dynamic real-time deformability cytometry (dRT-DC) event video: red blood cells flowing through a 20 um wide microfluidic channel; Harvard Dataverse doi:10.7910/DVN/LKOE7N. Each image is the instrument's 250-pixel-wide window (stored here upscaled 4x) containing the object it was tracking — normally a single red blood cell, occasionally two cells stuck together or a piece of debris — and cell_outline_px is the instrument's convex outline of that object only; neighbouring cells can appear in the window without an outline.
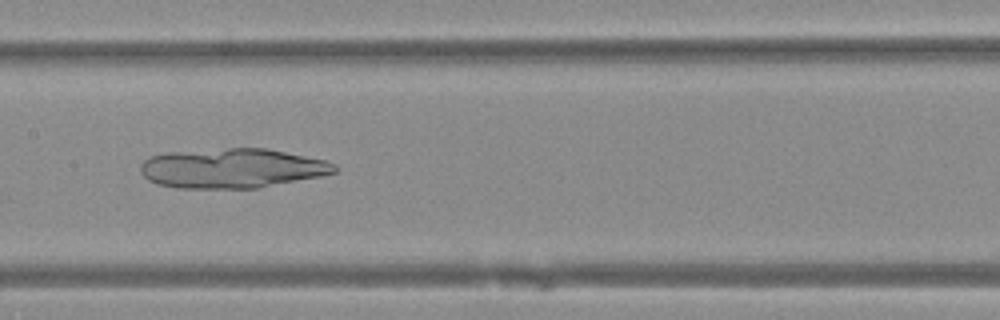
{"species": "Egyptian fruit bat (a non-hibernating species)", "species_latin": "Rousettus aegyptiacus", "temperature_condition": "warm", "stored_images_in_passage": 35, "camera_frame_rate_fps": 3000, "um_per_image_px": 0.085, "animal": {"sex": "female"}, "frame": {"image": 1, "passage_image": 10, "time_ms": 3.0, "image_size_px": [1000, 320], "cell_outline_px": [[336, 172], [320, 176], [260, 188], [176, 188], [156, 184], [148, 180], [140, 172], [140, 164], [148, 156], [168, 152], [228, 148], [268, 148], [324, 160], [336, 164]], "centroid_in_image_um": [19.69, 14.3], "position_along_channel_um": 187.7, "area_um2": 45.03}}
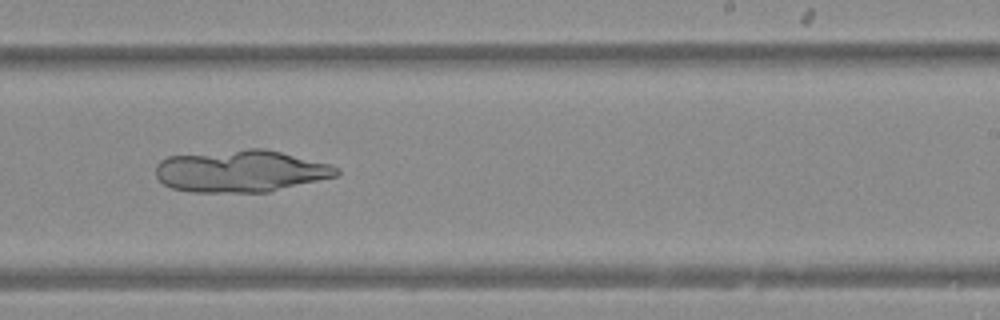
{"frame": {"image": 2, "passage_image": 16, "time_ms": 5.0, "image_size_px": [1000, 320], "cell_outline_px": [[340, 172], [336, 176], [268, 192], [192, 192], [172, 188], [164, 184], [156, 176], [156, 164], [160, 160], [168, 156], [248, 148], [264, 148], [328, 164], [340, 168]], "centroid_in_image_um": [20.43, 14.54], "position_along_channel_um": 268.6, "area_um2": 44.16}}
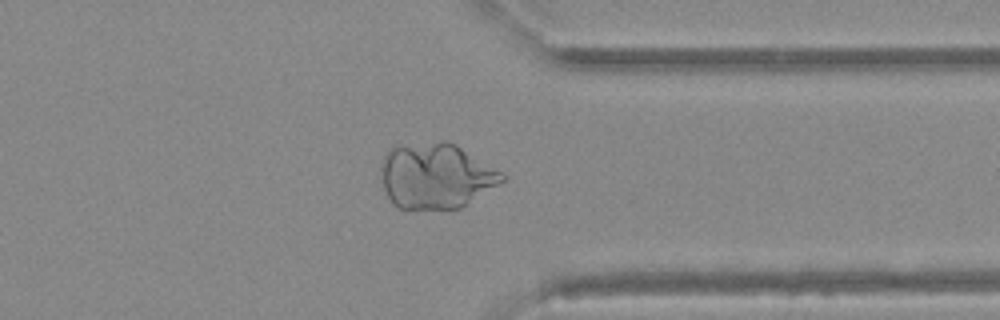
{"frame": {"image": 3, "passage_image": 24, "time_ms": 7.667, "image_size_px": [1000, 320], "cell_outline_px": [[508, 176], [504, 180], [464, 208], [400, 208], [392, 204], [380, 180], [380, 164], [388, 148], [444, 140], [448, 140], [456, 144]], "centroid_in_image_um": [37.05, 14.95], "position_along_channel_um": 374.4, "area_um2": 46.3}}